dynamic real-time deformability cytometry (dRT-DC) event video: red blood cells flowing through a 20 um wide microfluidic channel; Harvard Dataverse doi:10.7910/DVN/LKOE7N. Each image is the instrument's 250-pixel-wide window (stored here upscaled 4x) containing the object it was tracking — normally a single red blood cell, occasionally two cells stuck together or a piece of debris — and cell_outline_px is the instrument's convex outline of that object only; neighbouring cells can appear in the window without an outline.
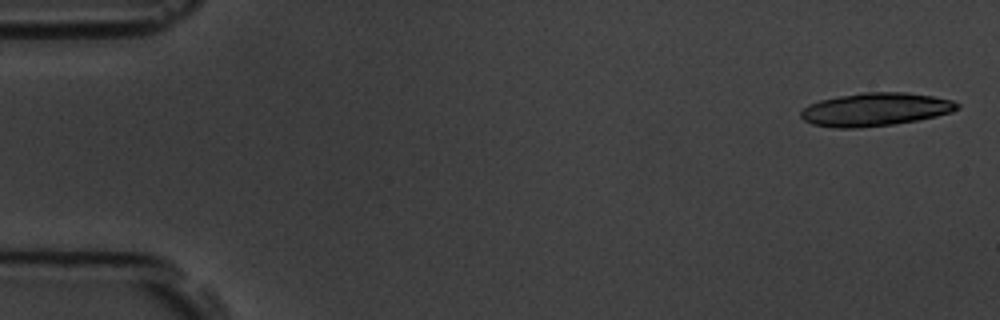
{"species": "common noctule bat (a hibernating species)", "species_latin": "Nyctalus noctula", "temperature_condition": "room temperature", "stored_images_in_passage": 5, "camera_frame_rate_fps": 3000, "um_per_image_px": 0.085, "animal": {"sex": "male", "body_mass_g": 19.5, "forearm_length_mm": 54.6}, "frame": {"image": 1, "passage_image": 1, "time_ms": 0.0, "image_size_px": [1000, 320], "cell_outline_px": [[960, 108], [952, 112], [936, 116], [916, 120], [892, 124], [860, 128], [832, 128], [812, 124], [804, 120], [800, 116], [800, 112], [808, 104], [820, 100], [840, 96], [864, 92], [908, 92], [932, 96], [952, 100], [960, 104]], "centroid_in_image_um": [74.4, 9.3], "position_along_channel_um": 10.6, "area_um2": 30.29}}